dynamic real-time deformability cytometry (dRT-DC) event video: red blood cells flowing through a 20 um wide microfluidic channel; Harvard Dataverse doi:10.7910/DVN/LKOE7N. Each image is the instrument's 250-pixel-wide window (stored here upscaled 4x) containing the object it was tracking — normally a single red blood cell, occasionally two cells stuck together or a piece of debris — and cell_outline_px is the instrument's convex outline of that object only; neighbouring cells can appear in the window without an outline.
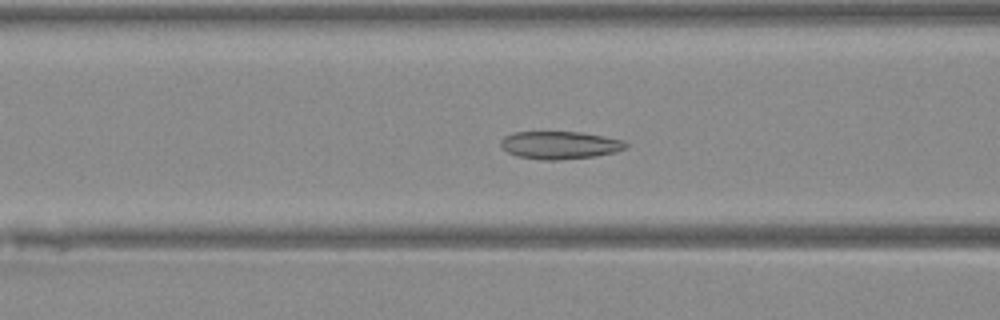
{"species": "Egyptian fruit bat (a non-hibernating species)", "species_latin": "Rousettus aegyptiacus", "temperature_condition": "warm", "stored_images_in_passage": 29, "camera_frame_rate_fps": 3000, "um_per_image_px": 0.085, "animal": {"sex": "female"}, "frame": {"image": 1, "passage_image": 4, "time_ms": 1.0, "image_size_px": [1000, 320], "cell_outline_px": [[628, 148], [616, 152], [596, 156], [556, 160], [540, 160], [516, 156], [500, 148], [500, 140], [504, 136], [512, 132], [580, 132], [604, 136], [624, 140], [628, 144]], "centroid_in_image_um": [47.58, 12.34], "position_along_channel_um": 119.0, "area_um2": 20.52}}
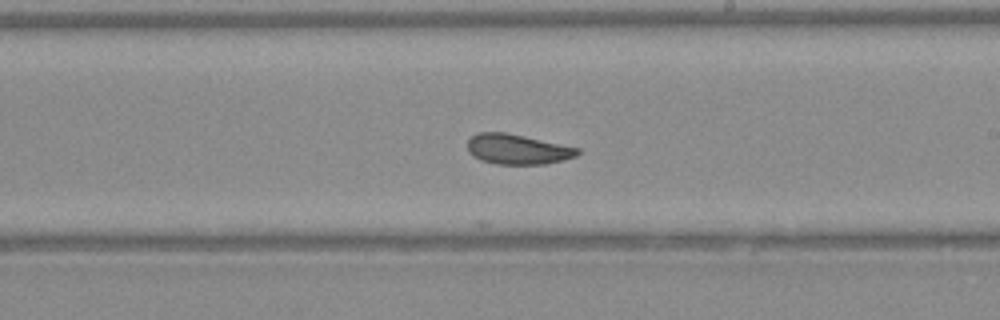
{"frame": {"image": 2, "passage_image": 13, "time_ms": 4.0, "image_size_px": [1000, 320], "cell_outline_px": [[580, 152], [576, 156], [564, 160], [544, 164], [496, 164], [480, 160], [472, 156], [468, 152], [468, 140], [476, 132], [504, 132], [580, 148]], "centroid_in_image_um": [43.97, 12.69], "position_along_channel_um": 245.0, "area_um2": 19.31}}
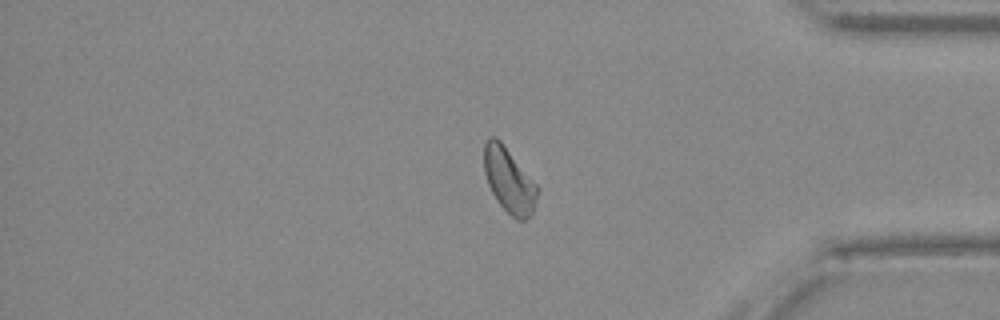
{"frame": {"image": 3, "passage_image": 25, "time_ms": 8.0, "image_size_px": [1000, 320], "cell_outline_px": [[540, 188], [532, 212], [524, 220], [516, 220], [496, 200], [488, 184], [484, 172], [484, 144], [488, 136], [496, 136], [500, 140]], "centroid_in_image_um": [43.26, 15.3], "position_along_channel_um": 391.9, "area_um2": 20.06}}